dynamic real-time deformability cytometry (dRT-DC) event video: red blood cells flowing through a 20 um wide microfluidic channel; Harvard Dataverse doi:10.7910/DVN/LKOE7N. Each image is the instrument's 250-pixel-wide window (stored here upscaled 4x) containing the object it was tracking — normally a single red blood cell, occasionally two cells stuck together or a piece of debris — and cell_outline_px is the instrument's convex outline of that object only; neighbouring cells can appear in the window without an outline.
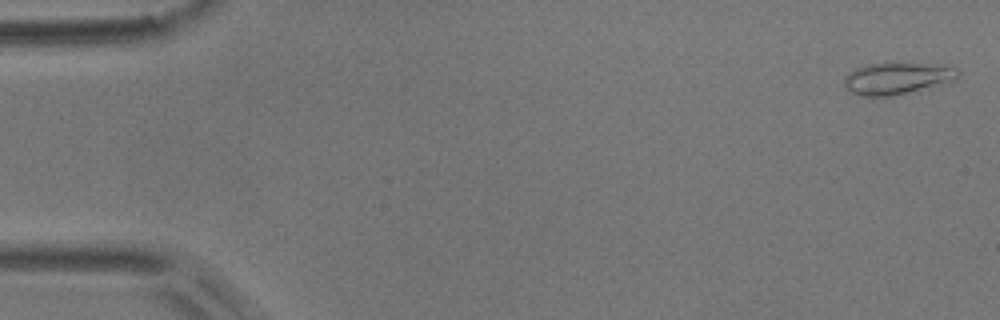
{"species": "common noctule bat (a hibernating species)", "species_latin": "Nyctalus noctula", "temperature_condition": "room temperature", "stored_images_in_passage": 5, "camera_frame_rate_fps": 3000, "um_per_image_px": 0.085, "animal": {"sex": "male", "body_mass_g": 17.9}, "frame": {"image": 1, "passage_image": 1, "time_ms": 0.0, "image_size_px": [1000, 320], "cell_outline_px": [[960, 72], [952, 80], [908, 92], [892, 96], [860, 96], [852, 92], [844, 84], [844, 76], [848, 72], [856, 68], [868, 64], [888, 60], [900, 60], [944, 64], [956, 68]], "centroid_in_image_um": [76.23, 6.58], "position_along_channel_um": 8.8, "area_um2": 21.79}}